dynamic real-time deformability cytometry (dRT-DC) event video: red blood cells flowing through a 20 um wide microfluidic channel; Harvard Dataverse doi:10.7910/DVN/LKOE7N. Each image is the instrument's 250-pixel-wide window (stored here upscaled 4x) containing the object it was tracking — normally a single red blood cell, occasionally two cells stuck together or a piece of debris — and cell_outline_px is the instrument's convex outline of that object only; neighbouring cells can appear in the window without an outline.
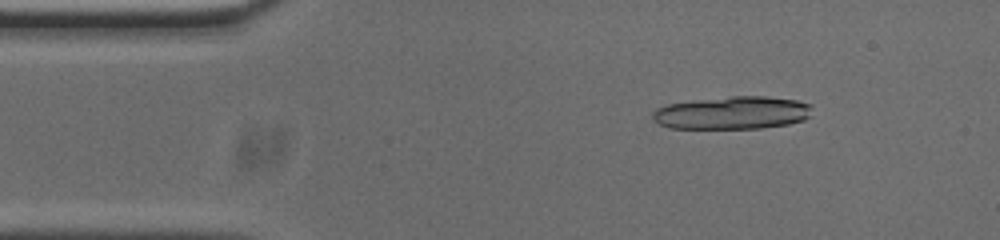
{"species": "common noctule bat (a hibernating species)", "species_latin": "Nyctalus noctula", "temperature_condition": "cold", "stored_images_in_passage": 16, "camera_frame_rate_fps": 3000, "um_per_image_px": 0.085, "animal": {"sex": "male", "body_mass_g": 20.0, "forearm_length_mm": 53.3}, "frame": {"image": 1, "passage_image": 7, "time_ms": 2.0, "image_size_px": [1000, 240], "cell_outline_px": [[812, 116], [804, 120], [788, 124], [760, 128], [668, 128], [652, 120], [652, 112], [656, 108], [668, 104], [696, 100], [732, 96], [764, 96], [796, 100], [812, 104]], "centroid_in_image_um": [62.27, 9.59], "position_along_channel_um": 22.7, "area_um2": 30.69}}